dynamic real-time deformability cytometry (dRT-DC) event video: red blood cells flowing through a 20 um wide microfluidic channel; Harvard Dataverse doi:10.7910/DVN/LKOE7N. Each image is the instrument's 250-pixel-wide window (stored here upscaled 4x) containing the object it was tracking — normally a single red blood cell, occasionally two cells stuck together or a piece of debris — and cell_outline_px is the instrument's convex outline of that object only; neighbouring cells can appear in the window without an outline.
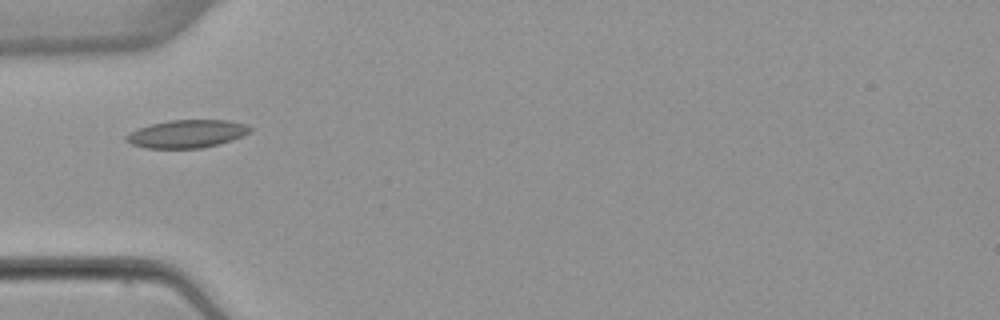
{"species": "common noctule bat (a hibernating species)", "species_latin": "Nyctalus noctula", "temperature_condition": "warm", "stored_images_in_passage": 36, "camera_frame_rate_fps": 3000, "um_per_image_px": 0.085, "animal": {"sex": "female", "body_mass_g": 22.7, "forearm_length_mm": 54.2}, "frame": {"image": 1, "passage_image": 1, "time_ms": 0.0, "image_size_px": [1000, 320], "cell_outline_px": [[252, 132], [232, 140], [220, 144], [200, 148], [144, 148], [132, 144], [124, 140], [124, 136], [136, 128], [168, 120], [228, 120], [244, 124], [252, 128]], "centroid_in_image_um": [15.87, 11.38], "position_along_channel_um": 69.1, "area_um2": 20.29}}
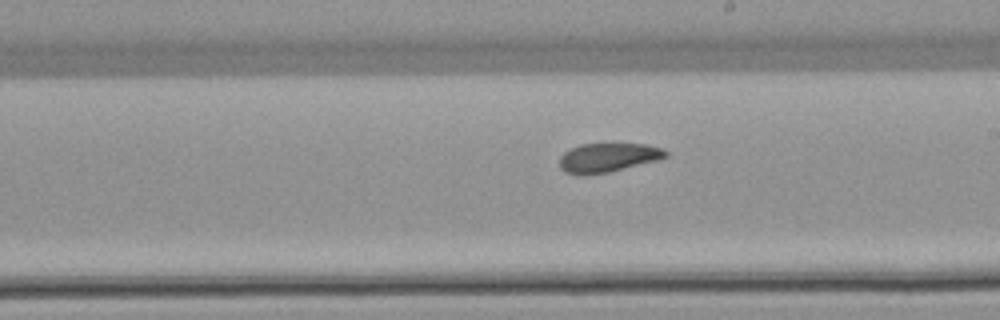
{"frame": {"image": 2, "passage_image": 14, "time_ms": 4.333, "image_size_px": [1000, 320], "cell_outline_px": [[668, 156], [656, 160], [608, 172], [584, 176], [580, 176], [564, 172], [560, 168], [560, 156], [564, 152], [580, 144], [644, 144], [664, 148], [668, 152]], "centroid_in_image_um": [51.64, 13.4], "position_along_channel_um": 237.4, "area_um2": 17.98}}
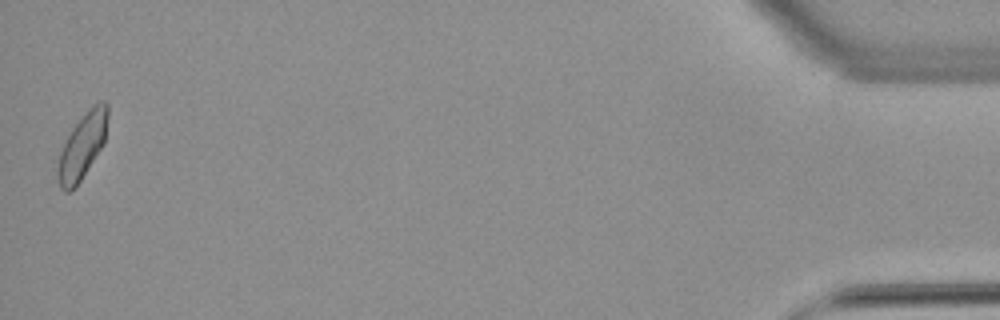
{"frame": {"image": 3, "passage_image": 36, "time_ms": 11.667, "image_size_px": [1000, 320], "cell_outline_px": [[108, 116], [104, 144], [80, 180], [68, 192], [64, 192], [60, 188], [56, 176], [56, 168], [60, 152], [72, 128], [100, 100], [104, 100], [108, 104]], "centroid_in_image_um": [6.99, 12.45], "position_along_channel_um": 428.2, "area_um2": 18.61}, "authors_computed_cell_mechanics": {"area_um2": 18.6116, "velocity_mm_per_s": 3.8853, "shape_relaxation_time_tau1_ms": 9.3846, "shape_relaxation_time_tau2_ms": 3.7195, "deformation_change_tau1": 0.1455, "deformation_change_tau2": 0.0809}}